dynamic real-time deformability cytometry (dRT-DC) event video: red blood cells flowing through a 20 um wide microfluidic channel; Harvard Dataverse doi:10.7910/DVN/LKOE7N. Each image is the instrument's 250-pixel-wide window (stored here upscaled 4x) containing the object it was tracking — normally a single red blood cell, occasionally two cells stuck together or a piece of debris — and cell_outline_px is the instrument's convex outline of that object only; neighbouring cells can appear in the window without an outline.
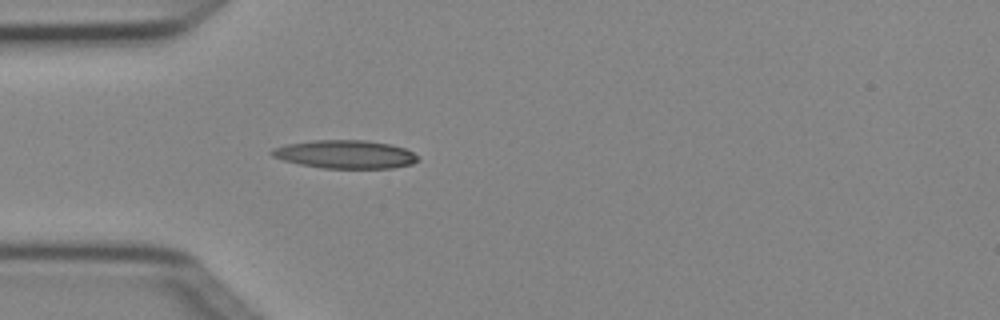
{"species": "Egyptian fruit bat (a non-hibernating species)", "species_latin": "Rousettus aegyptiacus", "temperature_condition": "cold", "stored_images_in_passage": 4, "camera_frame_rate_fps": 3000, "um_per_image_px": 0.085, "animal": {"sex": "female"}, "frame": {"image": 1, "passage_image": 4, "time_ms": 1.0, "image_size_px": [1000, 320], "cell_outline_px": [[420, 160], [412, 164], [392, 168], [320, 168], [300, 164], [284, 160], [272, 156], [268, 152], [272, 148], [288, 144], [316, 140], [364, 140], [392, 144], [404, 148], [420, 156]], "centroid_in_image_um": [29.37, 13.12], "position_along_channel_um": 55.6, "area_um2": 24.16}}